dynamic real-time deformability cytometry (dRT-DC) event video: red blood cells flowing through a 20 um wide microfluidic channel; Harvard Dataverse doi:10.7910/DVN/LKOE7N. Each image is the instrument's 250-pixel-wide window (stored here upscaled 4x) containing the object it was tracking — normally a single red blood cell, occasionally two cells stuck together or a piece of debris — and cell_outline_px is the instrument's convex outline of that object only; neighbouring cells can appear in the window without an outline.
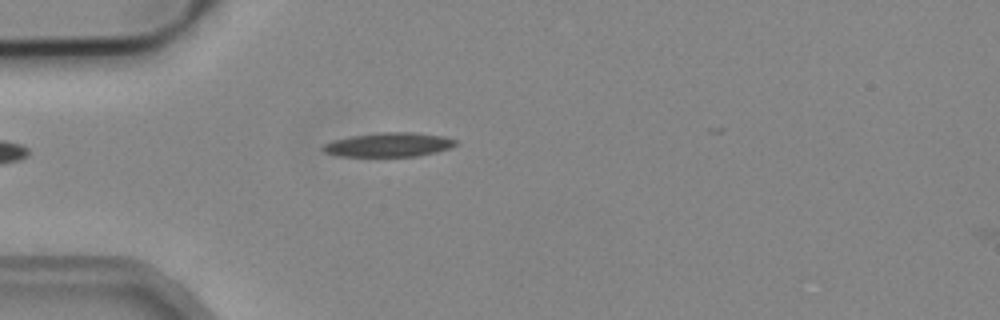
{"species": "common noctule bat (a hibernating species)", "species_latin": "Nyctalus noctula", "temperature_condition": "cold", "stored_images_in_passage": 3, "camera_frame_rate_fps": 3000, "um_per_image_px": 0.085, "animal": {"sex": "male", "body_mass_g": 19.2, "forearm_length_mm": 51.8}, "frame": {"image": 1, "passage_image": 2, "time_ms": 0.333, "image_size_px": [1000, 320], "cell_outline_px": [[460, 144], [436, 152], [416, 156], [336, 156], [324, 152], [320, 148], [324, 144], [332, 140], [352, 136], [380, 132], [416, 132], [444, 136], [456, 140]], "centroid_in_image_um": [33.04, 12.29], "position_along_channel_um": 52.0, "area_um2": 18.79}}